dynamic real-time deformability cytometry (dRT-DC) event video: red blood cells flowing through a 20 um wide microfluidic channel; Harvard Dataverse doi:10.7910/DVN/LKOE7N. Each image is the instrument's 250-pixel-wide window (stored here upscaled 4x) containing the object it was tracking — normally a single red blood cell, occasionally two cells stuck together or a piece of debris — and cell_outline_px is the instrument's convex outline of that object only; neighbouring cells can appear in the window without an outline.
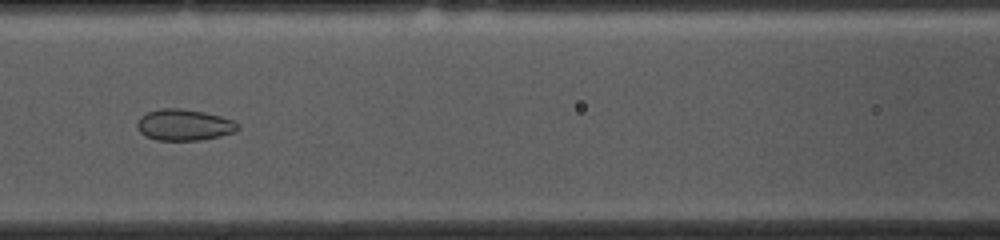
{"species": "common noctule bat (a hibernating species)", "species_latin": "Nyctalus noctula", "temperature_condition": "cold", "stored_images_in_passage": 53, "camera_frame_rate_fps": 3000, "um_per_image_px": 0.085, "animal": {"sex": "female", "body_mass_g": 10.0, "forearm_length_mm": 53.1}, "frame": {"image": 1, "passage_image": 22, "time_ms": 7.0, "image_size_px": [1000, 240], "cell_outline_px": [[240, 128], [236, 132], [220, 136], [200, 140], [156, 140], [144, 136], [136, 128], [136, 124], [140, 116], [148, 112], [160, 108], [180, 108], [204, 112], [220, 116], [232, 120], [240, 124]], "centroid_in_image_um": [15.64, 10.62], "position_along_channel_um": 151.0, "area_um2": 18.55}}
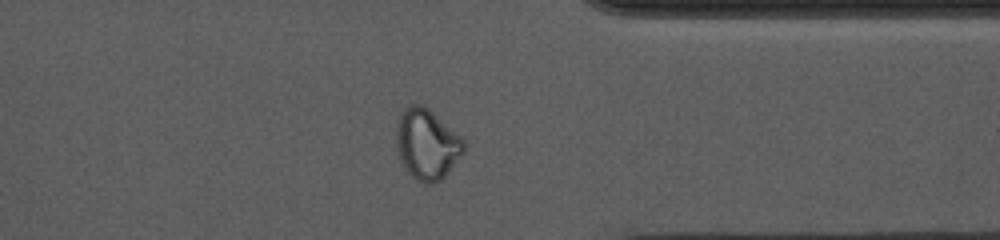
{"frame": {"image": 2, "passage_image": 41, "time_ms": 13.333, "image_size_px": [1000, 240], "cell_outline_px": [[464, 152], [448, 172], [440, 180], [432, 184], [424, 184], [416, 180], [404, 168], [396, 144], [396, 120], [400, 112], [404, 108], [412, 104], [420, 104], [428, 108], [460, 136], [464, 140]], "centroid_in_image_um": [36.26, 12.25], "position_along_channel_um": 375.1, "area_um2": 27.69}}
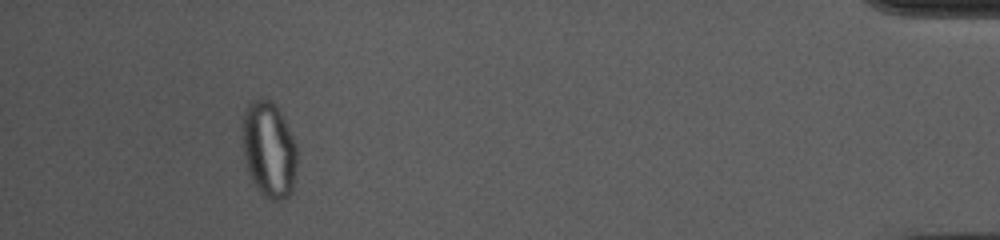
{"frame": {"image": 3, "passage_image": 49, "time_ms": 16.0, "image_size_px": [1000, 240], "cell_outline_px": [[296, 164], [292, 192], [284, 200], [272, 200], [264, 196], [256, 188], [252, 180], [244, 156], [240, 128], [240, 124], [244, 112], [248, 104], [252, 100], [260, 96], [276, 104], [296, 144]], "centroid_in_image_um": [22.82, 12.68], "position_along_channel_um": 412.4, "area_um2": 30.87}}